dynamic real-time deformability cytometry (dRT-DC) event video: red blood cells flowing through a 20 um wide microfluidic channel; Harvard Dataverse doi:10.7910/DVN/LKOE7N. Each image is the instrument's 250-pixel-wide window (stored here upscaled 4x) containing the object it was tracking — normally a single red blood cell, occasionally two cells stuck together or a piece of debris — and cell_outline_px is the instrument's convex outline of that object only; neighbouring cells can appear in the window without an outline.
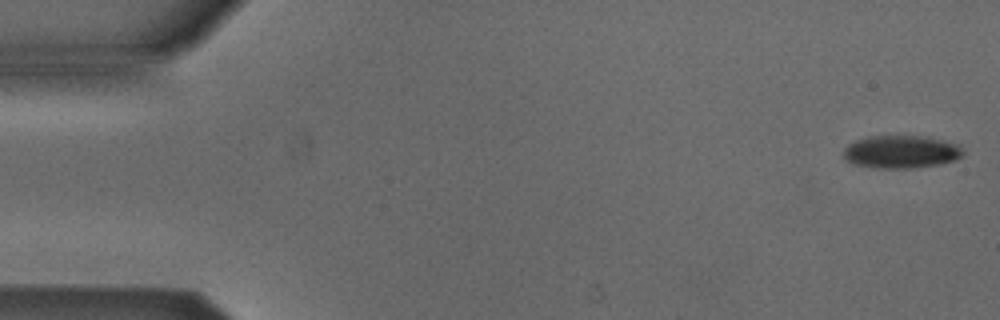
{"species": "Egyptian fruit bat (a non-hibernating species)", "species_latin": "Rousettus aegyptiacus", "temperature_condition": "cold", "stored_images_in_passage": 52, "camera_frame_rate_fps": 3000, "um_per_image_px": 0.085, "animal": {"sex": "male"}, "frame": {"image": 1, "passage_image": 1, "time_ms": 0.0, "image_size_px": [1000, 320], "cell_outline_px": [[964, 156], [956, 160], [940, 164], [908, 168], [880, 168], [856, 164], [848, 160], [844, 156], [844, 148], [848, 144], [856, 140], [868, 136], [928, 136], [960, 144], [964, 152]], "centroid_in_image_um": [76.67, 12.89], "position_along_channel_um": 8.3, "area_um2": 22.95}}
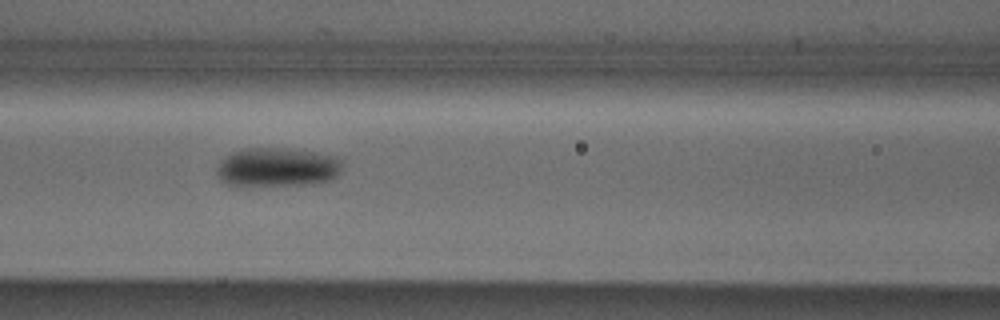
{"frame": {"image": 2, "passage_image": 22, "time_ms": 7.0, "image_size_px": [1000, 320], "cell_outline_px": [[344, 168], [332, 180], [308, 184], [228, 184], [220, 180], [216, 172], [216, 168], [232, 152], [248, 148], [284, 148], [316, 152], [340, 156], [344, 160]], "centroid_in_image_um": [23.69, 14.18], "position_along_channel_um": 142.9, "area_um2": 28.32}}
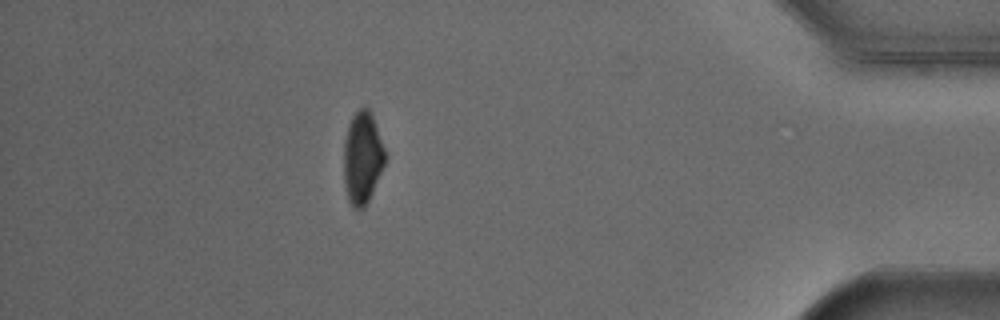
{"frame": {"image": 3, "passage_image": 46, "time_ms": 15.0, "image_size_px": [1000, 320], "cell_outline_px": [[388, 156], [372, 192], [364, 208], [352, 208], [348, 200], [344, 184], [344, 140], [348, 124], [352, 116], [364, 104], [368, 108], [372, 116]], "centroid_in_image_um": [30.8, 13.4], "position_along_channel_um": 404.4, "area_um2": 22.31}, "authors_computed_cell_mechanics": {"area_um2": 25.4031, "velocity_mm_per_s": 3.8862, "shape_relaxation_time_tau1_ms": 3.57, "shape_relaxation_time_tau2_ms": null, "deformation_change_tau1": 0.1057, "deformation_change_tau2": null}}